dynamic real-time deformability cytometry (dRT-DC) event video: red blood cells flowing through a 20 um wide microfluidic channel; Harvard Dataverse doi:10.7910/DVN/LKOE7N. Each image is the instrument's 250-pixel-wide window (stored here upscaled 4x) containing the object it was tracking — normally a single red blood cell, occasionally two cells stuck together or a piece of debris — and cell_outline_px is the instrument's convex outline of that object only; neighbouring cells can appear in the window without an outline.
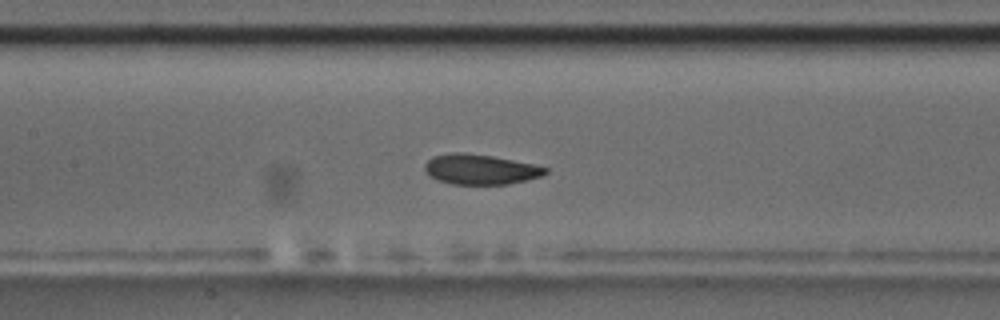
{"species": "common noctule bat (a hibernating species)", "species_latin": "Nyctalus noctula", "temperature_condition": "room temperature", "stored_images_in_passage": 54, "camera_frame_rate_fps": 3000, "um_per_image_px": 0.085, "animal": {"sex": "male", "body_mass_g": 17.5, "forearm_length_mm": 52.3}, "frame": {"image": 1, "passage_image": 24, "time_ms": 7.667, "image_size_px": [1000, 320], "cell_outline_px": [[548, 172], [540, 176], [528, 180], [508, 184], [452, 184], [428, 176], [424, 172], [424, 164], [432, 156], [452, 152], [464, 152], [492, 156], [536, 164], [548, 168]], "centroid_in_image_um": [40.82, 14.39], "position_along_channel_um": 166.6, "area_um2": 21.39}, "authors_computed_cell_mechanics": {"area_um2": 21.4727, "velocity_mm_per_s": 3.7297, "shape_relaxation_time_tau1_ms": 2.3147, "shape_relaxation_time_tau2_ms": 1.9279, "deformation_change_tau1": 0.0855, "deformation_change_tau2": 0.0465}}